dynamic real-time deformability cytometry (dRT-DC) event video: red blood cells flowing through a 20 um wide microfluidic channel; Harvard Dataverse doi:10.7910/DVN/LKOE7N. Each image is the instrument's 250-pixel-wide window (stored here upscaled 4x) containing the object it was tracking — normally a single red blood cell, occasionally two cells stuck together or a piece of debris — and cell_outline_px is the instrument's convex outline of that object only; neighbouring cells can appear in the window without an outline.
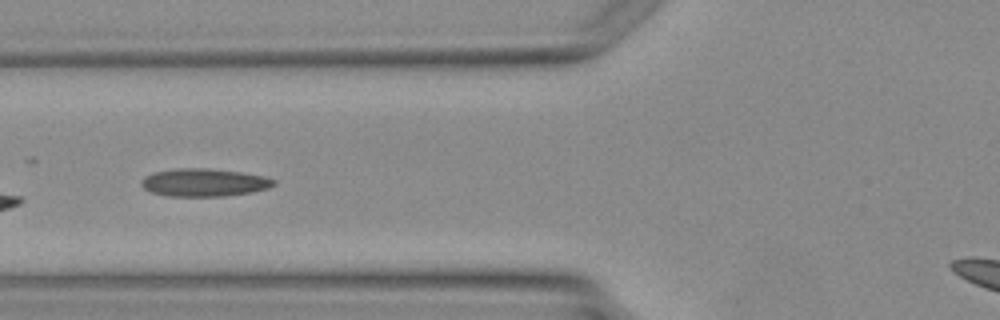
{"species": "Egyptian fruit bat (a non-hibernating species)", "species_latin": "Rousettus aegyptiacus", "temperature_condition": "warm", "stored_images_in_passage": 4, "camera_frame_rate_fps": 3000, "um_per_image_px": 0.085, "animal": {"sex": "female"}, "frame": {"image": 1, "passage_image": 3, "time_ms": 2.667, "image_size_px": [1000, 320], "cell_outline_px": [[276, 184], [268, 188], [252, 192], [224, 196], [168, 196], [152, 192], [144, 188], [140, 184], [140, 180], [144, 176], [152, 172], [176, 168], [208, 168], [240, 172], [264, 176], [276, 180]], "centroid_in_image_um": [17.32, 15.5], "position_along_channel_um": 108.5, "area_um2": 21.62}}
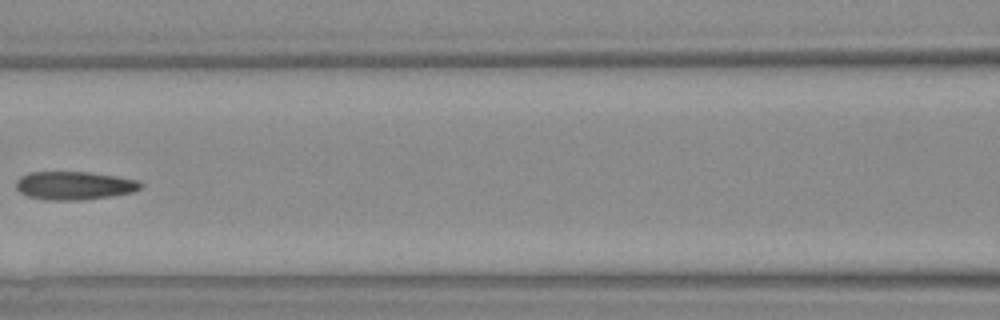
{"frame": {"image": 2, "passage_image": 4, "time_ms": 3.667, "image_size_px": [1000, 320], "cell_outline_px": [[144, 184], [140, 188], [132, 192], [108, 196], [80, 200], [48, 200], [28, 196], [20, 192], [16, 188], [16, 180], [20, 176], [28, 172], [88, 172], [116, 176], [140, 180]], "centroid_in_image_um": [6.3, 15.76], "position_along_channel_um": 160.3, "area_um2": 20.52}}